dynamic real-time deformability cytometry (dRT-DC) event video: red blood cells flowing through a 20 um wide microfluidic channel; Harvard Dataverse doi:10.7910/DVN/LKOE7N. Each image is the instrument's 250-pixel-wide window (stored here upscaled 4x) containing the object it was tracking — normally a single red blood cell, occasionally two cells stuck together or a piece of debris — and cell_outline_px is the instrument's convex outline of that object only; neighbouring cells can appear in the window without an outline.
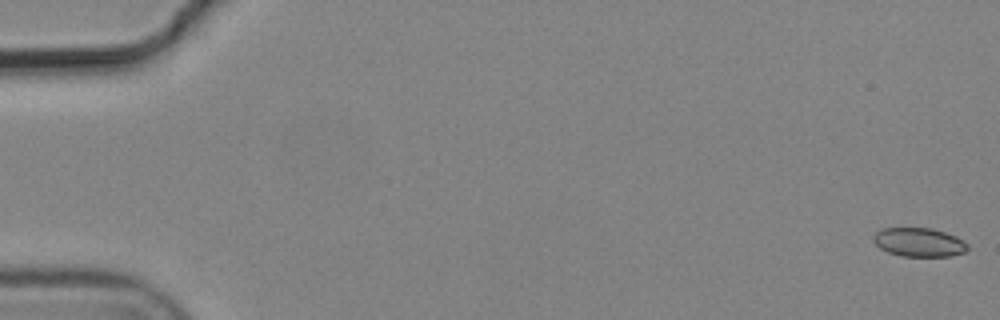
{"species": "common noctule bat (a hibernating species)", "species_latin": "Nyctalus noctula", "temperature_condition": "cold", "stored_images_in_passage": 6, "camera_frame_rate_fps": 3000, "um_per_image_px": 0.085, "animal": {"sex": "male", "body_mass_g": 19.2, "forearm_length_mm": 51.8}, "frame": {"image": 1, "passage_image": 1, "time_ms": 0.0, "image_size_px": [1000, 320], "cell_outline_px": [[968, 248], [964, 252], [952, 256], [900, 256], [888, 252], [880, 248], [872, 240], [872, 236], [880, 228], [932, 228], [956, 236], [968, 244]], "centroid_in_image_um": [78.09, 20.59], "position_along_channel_um": 6.9, "area_um2": 15.9}}
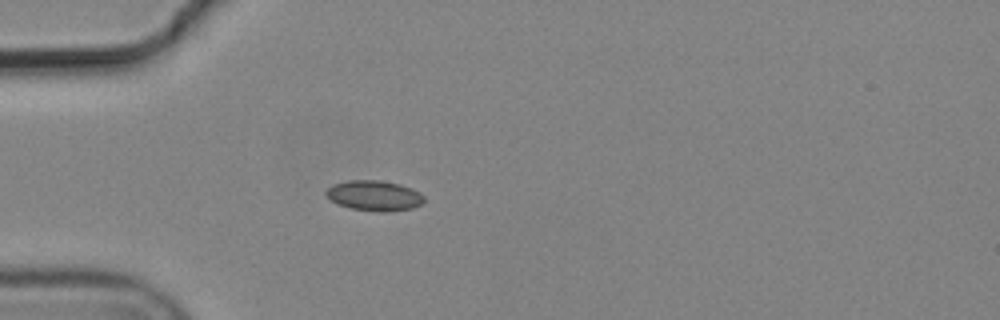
{"frame": {"image": 2, "passage_image": 5, "time_ms": 1.333, "image_size_px": [1000, 320], "cell_outline_px": [[424, 200], [420, 204], [412, 208], [352, 208], [340, 204], [332, 200], [324, 192], [332, 184], [348, 180], [376, 180], [400, 184], [412, 188], [420, 192], [424, 196]], "centroid_in_image_um": [31.79, 16.55], "position_along_channel_um": 53.2, "area_um2": 16.18}}